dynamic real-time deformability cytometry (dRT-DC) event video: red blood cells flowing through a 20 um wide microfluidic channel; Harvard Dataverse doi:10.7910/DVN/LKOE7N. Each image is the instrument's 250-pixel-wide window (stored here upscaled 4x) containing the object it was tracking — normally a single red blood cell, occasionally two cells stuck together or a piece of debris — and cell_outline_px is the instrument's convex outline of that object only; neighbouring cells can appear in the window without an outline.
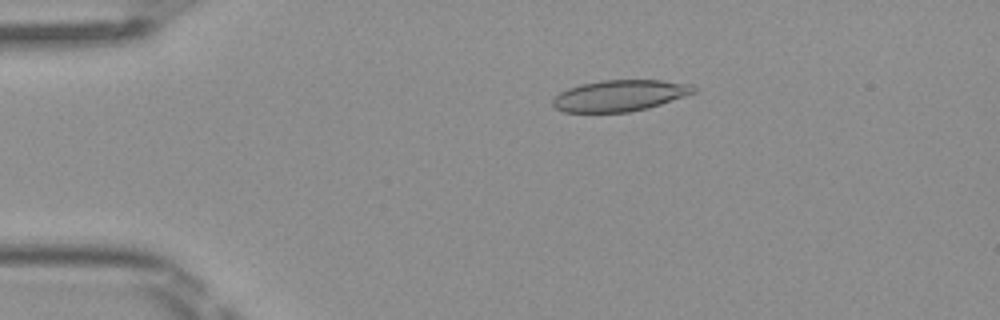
{"species": "Egyptian fruit bat (a non-hibernating species)", "species_latin": "Rousettus aegyptiacus", "temperature_condition": "room temperature", "stored_images_in_passage": 5, "camera_frame_rate_fps": 3000, "um_per_image_px": 0.085, "frame": {"image": 1, "passage_image": 2, "time_ms": 0.333, "image_size_px": [1000, 320], "cell_outline_px": [[696, 92], [648, 108], [628, 112], [564, 112], [556, 108], [552, 104], [552, 100], [560, 92], [568, 88], [580, 84], [604, 80], [660, 80], [692, 84], [696, 88]], "centroid_in_image_um": [52.68, 8.12], "position_along_channel_um": 32.3, "area_um2": 25.55}}
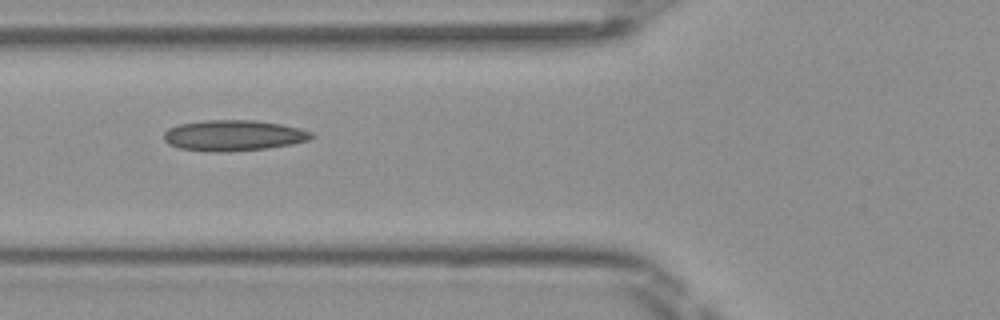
{"frame": {"image": 2, "passage_image": 4, "time_ms": 1.0, "image_size_px": [1000, 320], "cell_outline_px": [[316, 136], [308, 140], [292, 144], [268, 148], [228, 152], [208, 152], [176, 148], [168, 144], [164, 140], [164, 132], [168, 128], [180, 124], [204, 120], [256, 120], [280, 124], [300, 128], [312, 132]], "centroid_in_image_um": [19.83, 11.52], "position_along_channel_um": 106.0, "area_um2": 26.82}}
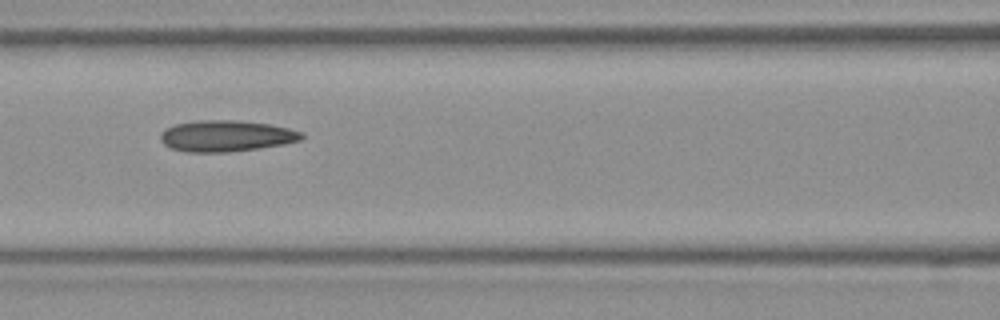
{"frame": {"image": 3, "passage_image": 5, "time_ms": 1.333, "image_size_px": [1000, 320], "cell_outline_px": [[304, 136], [300, 140], [284, 144], [228, 152], [188, 152], [168, 148], [160, 140], [160, 132], [164, 128], [176, 124], [200, 120], [236, 120], [268, 124], [288, 128], [304, 132]], "centroid_in_image_um": [19.19, 11.55], "position_along_channel_um": 147.4, "area_um2": 25.72}}